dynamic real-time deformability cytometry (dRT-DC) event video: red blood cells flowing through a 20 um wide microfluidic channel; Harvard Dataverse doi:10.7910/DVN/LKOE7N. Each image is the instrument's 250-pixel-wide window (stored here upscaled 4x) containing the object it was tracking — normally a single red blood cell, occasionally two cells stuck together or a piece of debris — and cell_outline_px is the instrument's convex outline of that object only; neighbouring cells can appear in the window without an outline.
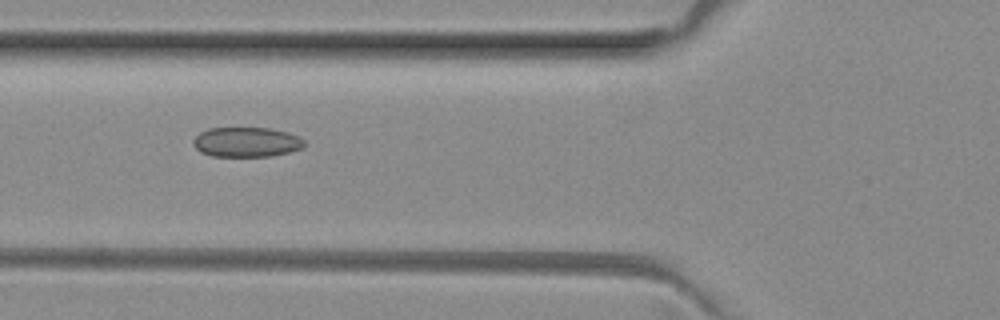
{"species": "common noctule bat (a hibernating species)", "species_latin": "Nyctalus noctula", "temperature_condition": "room temperature", "stored_images_in_passage": 5, "camera_frame_rate_fps": 3000, "um_per_image_px": 0.085, "animal": {"sex": "female", "body_mass_g": 29.2, "forearm_length_mm": 56.3}, "frame": {"image": 1, "passage_image": 3, "time_ms": 0.667, "image_size_px": [1000, 320], "cell_outline_px": [[304, 148], [272, 156], [212, 156], [200, 152], [192, 144], [192, 140], [200, 132], [208, 128], [268, 128], [288, 132], [300, 136], [304, 140]], "centroid_in_image_um": [20.95, 12.07], "position_along_channel_um": 104.9, "area_um2": 19.42}}
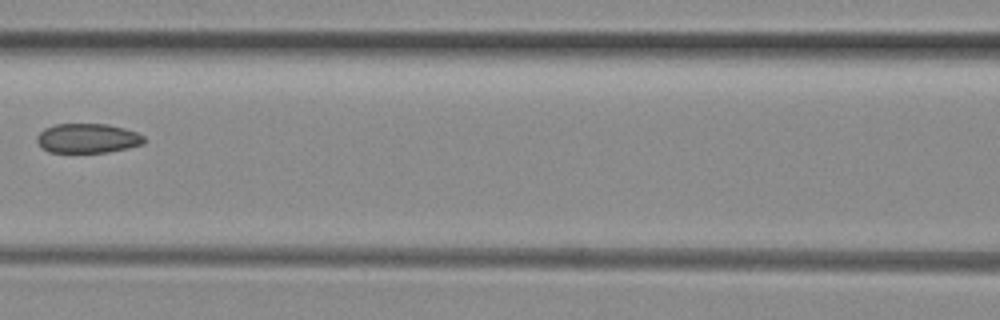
{"frame": {"image": 2, "passage_image": 4, "time_ms": 1.0, "image_size_px": [1000, 320], "cell_outline_px": [[144, 144], [108, 152], [48, 152], [36, 140], [36, 136], [44, 128], [56, 124], [108, 124], [124, 128], [136, 132], [144, 136]], "centroid_in_image_um": [7.45, 11.75], "position_along_channel_um": 159.2, "area_um2": 18.32}}
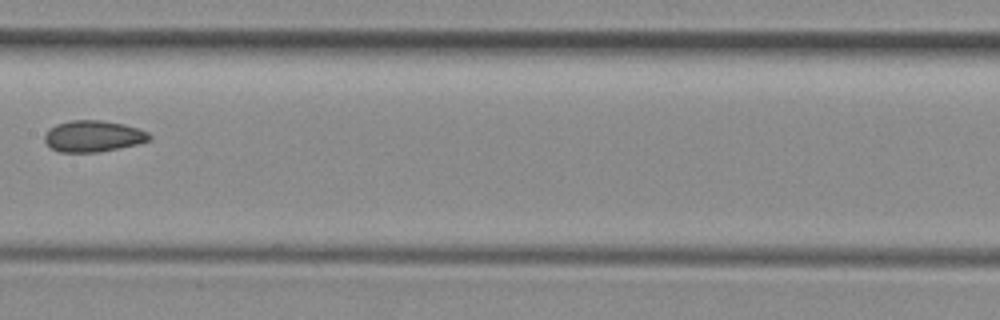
{"frame": {"image": 3, "passage_image": 5, "time_ms": 1.333, "image_size_px": [1000, 320], "cell_outline_px": [[152, 136], [148, 140], [136, 144], [96, 152], [60, 152], [52, 148], [44, 140], [44, 136], [56, 124], [72, 120], [100, 120], [124, 124], [140, 128], [148, 132]], "centroid_in_image_um": [7.94, 11.56], "position_along_channel_um": 199.5, "area_um2": 18.84}}